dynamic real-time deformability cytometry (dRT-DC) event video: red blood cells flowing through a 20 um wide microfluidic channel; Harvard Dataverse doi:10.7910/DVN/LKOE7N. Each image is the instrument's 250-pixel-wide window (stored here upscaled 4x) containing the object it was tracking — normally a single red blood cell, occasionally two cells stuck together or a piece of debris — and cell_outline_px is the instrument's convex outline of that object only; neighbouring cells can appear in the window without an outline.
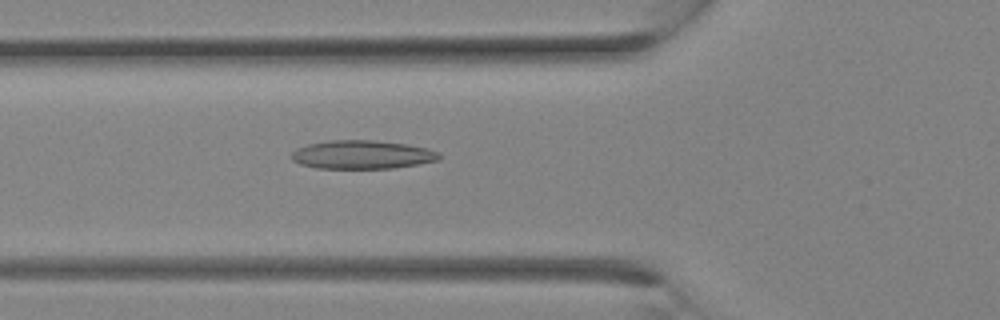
{"species": "Egyptian fruit bat (a non-hibernating species)", "species_latin": "Rousettus aegyptiacus", "temperature_condition": "room temperature", "stored_images_in_passage": 29, "camera_frame_rate_fps": 3000, "um_per_image_px": 0.085, "animal": {"sex": "female"}, "frame": {"image": 1, "passage_image": 11, "time_ms": 3.333, "image_size_px": [1000, 320], "cell_outline_px": [[444, 156], [440, 160], [392, 168], [316, 168], [300, 164], [292, 160], [292, 152], [296, 148], [308, 144], [332, 140], [372, 140], [408, 144], [428, 148], [440, 152]], "centroid_in_image_um": [30.83, 13.14], "position_along_channel_um": 95.0, "area_um2": 24.68}}
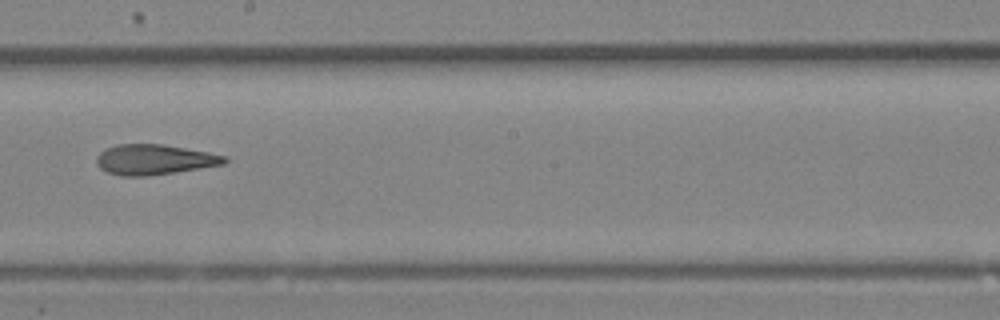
{"frame": {"image": 2, "passage_image": 17, "time_ms": 5.333, "image_size_px": [1000, 320], "cell_outline_px": [[228, 160], [224, 164], [200, 168], [144, 176], [120, 176], [108, 172], [100, 168], [96, 164], [96, 156], [100, 152], [108, 148], [120, 144], [164, 144], [208, 152], [228, 156]], "centroid_in_image_um": [13.12, 13.56], "position_along_channel_um": 235.1, "area_um2": 22.43}}
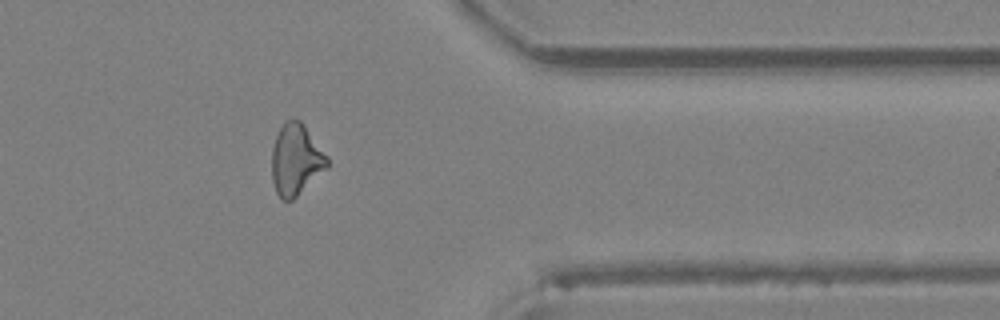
{"frame": {"image": 3, "passage_image": 24, "time_ms": 7.667, "image_size_px": [1000, 320], "cell_outline_px": [[328, 168], [292, 200], [280, 200], [276, 192], [272, 180], [272, 148], [276, 136], [284, 120], [300, 120], [304, 124], [328, 156]], "centroid_in_image_um": [25.16, 13.58], "position_along_channel_um": 386.2, "area_um2": 23.06}}